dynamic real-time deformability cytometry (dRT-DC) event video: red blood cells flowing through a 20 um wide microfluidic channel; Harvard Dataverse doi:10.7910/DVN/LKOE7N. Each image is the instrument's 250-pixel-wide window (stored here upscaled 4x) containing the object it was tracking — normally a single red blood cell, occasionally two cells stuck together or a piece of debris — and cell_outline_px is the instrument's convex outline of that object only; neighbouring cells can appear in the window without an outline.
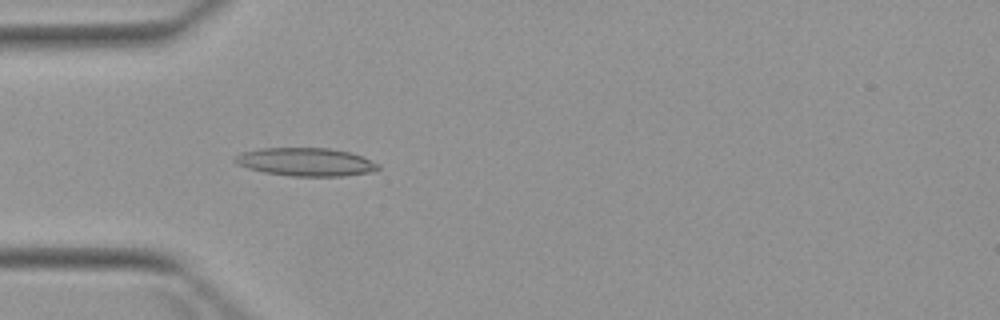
{"species": "Egyptian fruit bat (a non-hibernating species)", "species_latin": "Rousettus aegyptiacus", "temperature_condition": "warm", "stored_images_in_passage": 4, "camera_frame_rate_fps": 3000, "um_per_image_px": 0.085, "animal": {"sex": "female"}, "frame": {"image": 1, "passage_image": 4, "time_ms": 3.333, "image_size_px": [1000, 320], "cell_outline_px": [[380, 168], [372, 172], [344, 176], [288, 176], [264, 172], [248, 168], [236, 164], [232, 160], [240, 152], [260, 148], [328, 148], [352, 152], [380, 164]], "centroid_in_image_um": [25.99, 13.76], "position_along_channel_um": 59.0, "area_um2": 23.76}}